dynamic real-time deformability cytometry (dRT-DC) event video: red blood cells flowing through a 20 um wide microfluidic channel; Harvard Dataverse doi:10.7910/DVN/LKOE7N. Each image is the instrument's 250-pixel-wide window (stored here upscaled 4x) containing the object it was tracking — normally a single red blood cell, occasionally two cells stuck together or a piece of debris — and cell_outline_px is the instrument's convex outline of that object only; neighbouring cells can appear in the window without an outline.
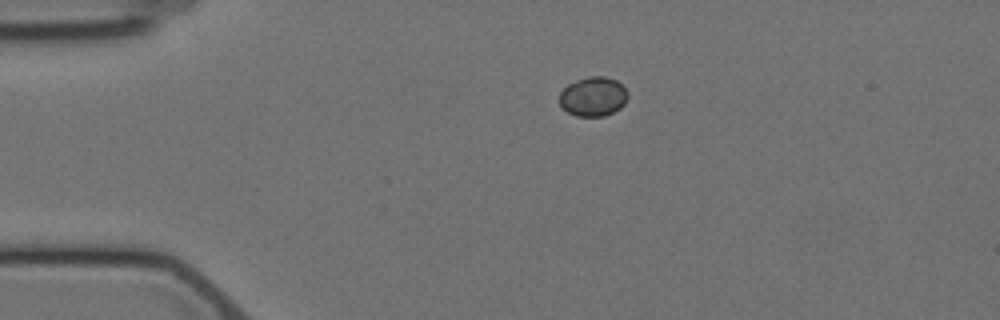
{"species": "Egyptian fruit bat (a non-hibernating species)", "species_latin": "Rousettus aegyptiacus", "temperature_condition": "cold", "stored_images_in_passage": 6, "camera_frame_rate_fps": 3000, "um_per_image_px": 0.085, "animal": {"sex": "female"}, "frame": {"image": 1, "passage_image": 1, "time_ms": 0.0, "image_size_px": [1000, 320], "cell_outline_px": [[628, 96], [624, 104], [620, 108], [604, 116], [576, 116], [560, 108], [556, 100], [560, 92], [568, 84], [576, 80], [588, 76], [604, 76], [616, 80], [628, 92]], "centroid_in_image_um": [50.36, 8.21], "position_along_channel_um": 34.6, "area_um2": 15.95}}
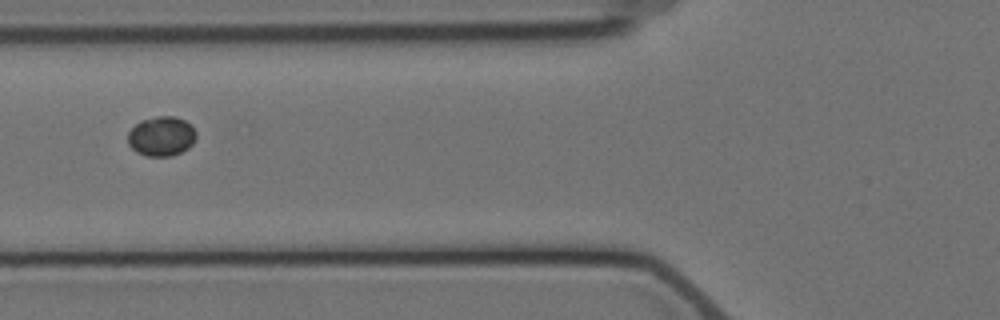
{"frame": {"image": 2, "passage_image": 4, "time_ms": 3.333, "image_size_px": [1000, 320], "cell_outline_px": [[196, 136], [192, 144], [188, 148], [172, 156], [144, 156], [136, 152], [128, 144], [128, 132], [140, 120], [156, 116], [176, 116], [192, 124], [196, 132]], "centroid_in_image_um": [13.72, 11.57], "position_along_channel_um": 112.1, "area_um2": 15.95}}
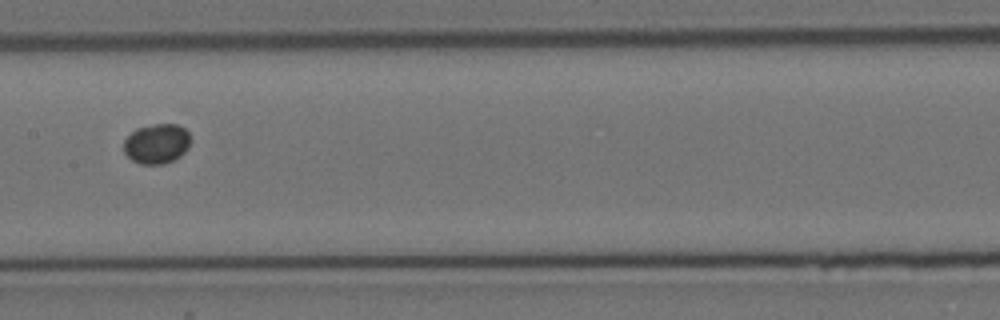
{"frame": {"image": 3, "passage_image": 6, "time_ms": 5.667, "image_size_px": [1000, 320], "cell_outline_px": [[192, 140], [188, 148], [180, 156], [164, 164], [140, 164], [132, 160], [124, 152], [124, 140], [136, 128], [156, 124], [176, 124], [184, 128], [188, 132]], "centroid_in_image_um": [13.34, 12.21], "position_along_channel_um": 194.1, "area_um2": 15.55}}